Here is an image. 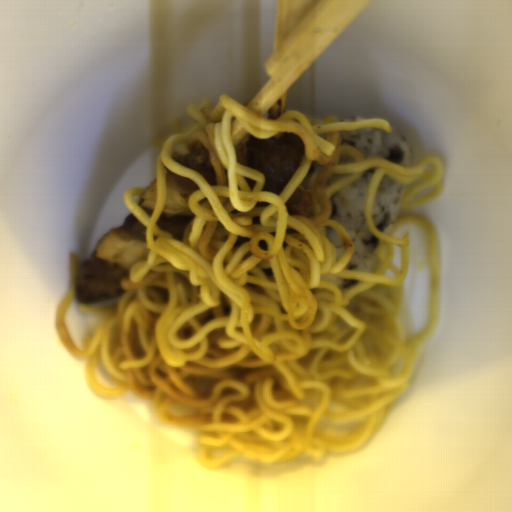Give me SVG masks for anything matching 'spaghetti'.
Masks as SVG:
<instances>
[{"mask_svg": "<svg viewBox=\"0 0 512 512\" xmlns=\"http://www.w3.org/2000/svg\"><path fill=\"white\" fill-rule=\"evenodd\" d=\"M190 130L179 120L159 150L156 203L139 205L146 187L124 192L129 213L145 225L147 260L121 278L118 297L76 300L79 261L71 253V277L56 307L55 329L63 350L84 361L85 381L96 397L114 400L132 392L152 399L163 425H183L198 435L196 461L226 468L233 459L285 463L301 455L356 451L368 444L391 404L410 383L420 343L437 329L441 254L437 230L422 216L397 215L379 232L372 215L381 178L405 185L398 209H412L442 192L444 165L428 155L405 167L383 157L366 161L340 141L339 131L382 129L389 122L311 125L302 112L264 118L228 95L189 104ZM299 135L306 154L281 193L262 191L263 174L245 166L244 144L258 138ZM323 139L317 134H325ZM205 148L217 177L210 186L176 155ZM355 163L339 165L341 155ZM379 166L369 191L366 221L381 240L373 272L345 270L353 256L346 229L329 219L331 196ZM199 184L189 198L195 217L183 242L158 228L166 170ZM350 173L325 189L327 178ZM256 185L249 191L244 178ZM313 198L310 218L285 207L295 188ZM258 201L270 203L266 208ZM415 224L432 254V294L421 332L404 340L400 307ZM333 228L344 249L336 262L324 236ZM331 273L358 280L346 289L321 282Z\"/></svg>", "mask_w": 512, "mask_h": 512, "instance_id": "1", "label": "spaghetti"}]
</instances>
